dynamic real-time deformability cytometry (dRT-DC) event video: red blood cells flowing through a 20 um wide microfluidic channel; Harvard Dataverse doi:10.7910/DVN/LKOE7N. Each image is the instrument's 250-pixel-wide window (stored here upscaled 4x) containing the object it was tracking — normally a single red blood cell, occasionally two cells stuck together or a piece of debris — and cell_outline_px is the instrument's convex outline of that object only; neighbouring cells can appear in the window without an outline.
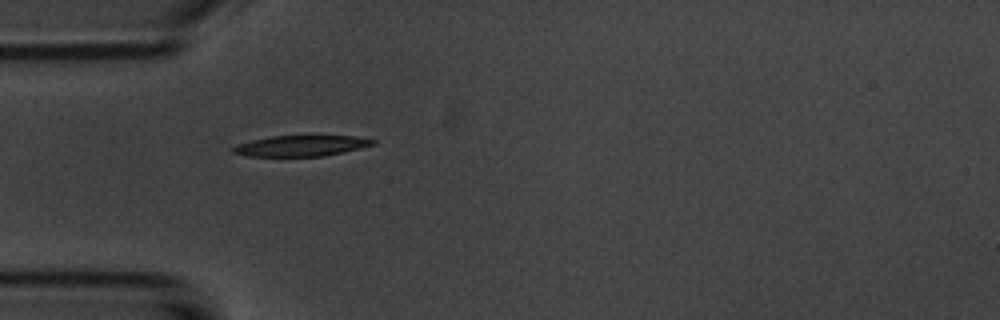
{"species": "common noctule bat (a hibernating species)", "species_latin": "Nyctalus noctula", "temperature_condition": "room temperature", "stored_images_in_passage": 1, "camera_frame_rate_fps": 3000, "um_per_image_px": 0.085, "animal": {"sex": "male", "body_mass_g": 20.1, "forearm_length_mm": 53.5}, "frame": {"image": 1, "passage_image": 1, "time_ms": 0.0, "image_size_px": [1000, 320], "cell_outline_px": [[376, 144], [344, 152], [324, 156], [248, 156], [232, 152], [232, 148], [236, 144], [252, 140], [272, 136], [356, 136], [376, 140]], "centroid_in_image_um": [25.61, 12.39], "position_along_channel_um": 59.4, "area_um2": 16.88}}